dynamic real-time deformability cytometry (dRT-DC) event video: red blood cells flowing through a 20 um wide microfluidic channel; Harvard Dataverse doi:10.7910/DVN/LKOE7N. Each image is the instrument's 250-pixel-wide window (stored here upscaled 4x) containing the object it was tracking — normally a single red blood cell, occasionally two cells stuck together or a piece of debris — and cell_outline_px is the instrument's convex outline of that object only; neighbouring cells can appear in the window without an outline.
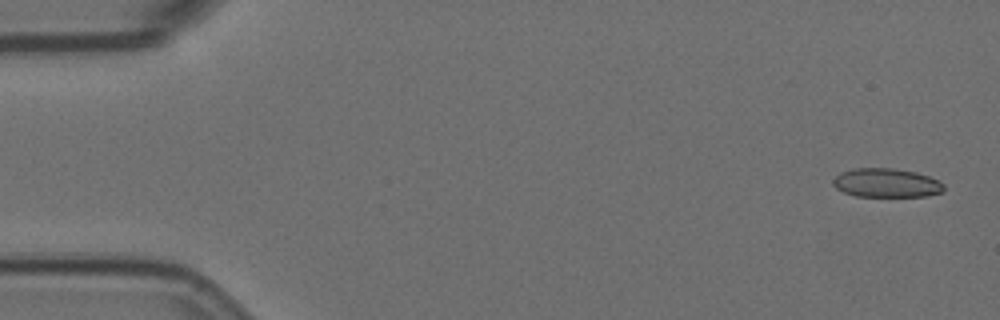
{"species": "Egyptian fruit bat (a non-hibernating species)", "species_latin": "Rousettus aegyptiacus", "temperature_condition": "room temperature", "stored_images_in_passage": 10, "camera_frame_rate_fps": 3000, "um_per_image_px": 0.085, "animal": {"sex": "female"}, "frame": {"image": 1, "passage_image": 1, "time_ms": 0.0, "image_size_px": [1000, 320], "cell_outline_px": [[944, 192], [928, 196], [856, 196], [844, 192], [836, 188], [832, 184], [832, 180], [840, 172], [856, 168], [892, 168], [916, 172], [940, 180], [944, 184]], "centroid_in_image_um": [75.37, 15.54], "position_along_channel_um": 9.6, "area_um2": 18.79}}
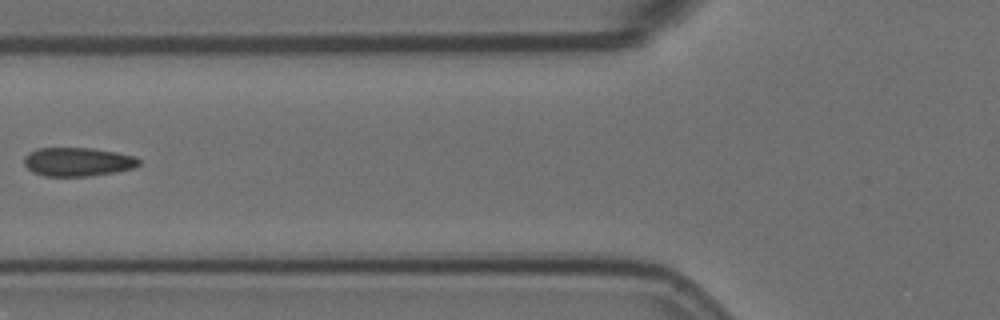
{"frame": {"image": 2, "passage_image": 6, "time_ms": 1.667, "image_size_px": [1000, 320], "cell_outline_px": [[140, 164], [132, 168], [116, 172], [88, 176], [44, 176], [32, 172], [24, 164], [24, 156], [28, 152], [40, 148], [92, 148], [116, 152], [136, 156], [140, 160]], "centroid_in_image_um": [6.6, 13.75], "position_along_channel_um": 119.2, "area_um2": 19.31}}
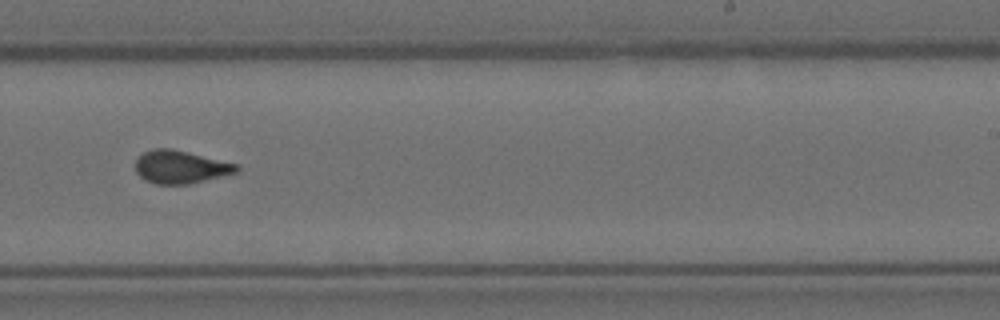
{"frame": {"image": 3, "passage_image": 10, "time_ms": 3.0, "image_size_px": [1000, 320], "cell_outline_px": [[240, 172], [188, 184], [156, 184], [144, 180], [136, 172], [136, 160], [144, 152], [152, 148], [172, 148], [240, 164]], "centroid_in_image_um": [15.39, 14.18], "position_along_channel_um": 273.6, "area_um2": 19.65}}